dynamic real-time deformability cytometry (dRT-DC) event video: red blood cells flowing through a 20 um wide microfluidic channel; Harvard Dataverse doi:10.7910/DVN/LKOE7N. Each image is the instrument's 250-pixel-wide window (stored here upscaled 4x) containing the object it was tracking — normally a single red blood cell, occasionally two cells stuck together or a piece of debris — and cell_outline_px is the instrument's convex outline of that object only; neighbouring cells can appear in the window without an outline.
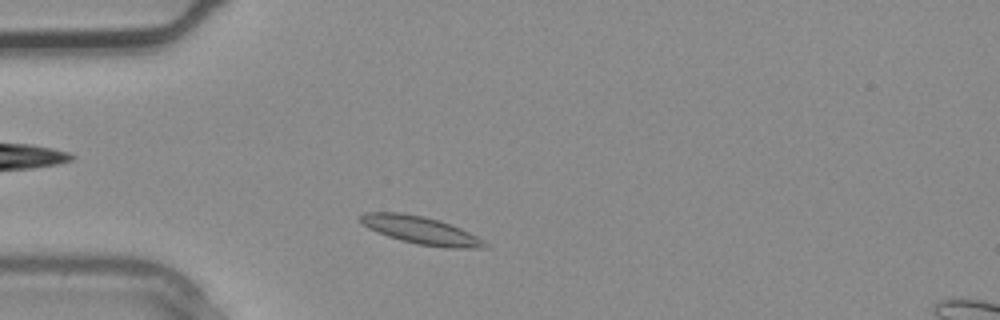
{"species": "common noctule bat (a hibernating species)", "species_latin": "Nyctalus noctula", "temperature_condition": "warm", "stored_images_in_passage": 3, "camera_frame_rate_fps": 3000, "um_per_image_px": 0.085, "animal": {"sex": "male", "body_mass_g": 20.4}, "frame": {"image": 1, "passage_image": 3, "time_ms": 0.667, "image_size_px": [1000, 320], "cell_outline_px": [[488, 248], [444, 248], [420, 244], [400, 240], [388, 236], [368, 228], [360, 220], [360, 216], [364, 212], [400, 212], [424, 216], [440, 220], [460, 228], [484, 240], [488, 244]], "centroid_in_image_um": [35.79, 19.57], "position_along_channel_um": 49.2, "area_um2": 20.0}}